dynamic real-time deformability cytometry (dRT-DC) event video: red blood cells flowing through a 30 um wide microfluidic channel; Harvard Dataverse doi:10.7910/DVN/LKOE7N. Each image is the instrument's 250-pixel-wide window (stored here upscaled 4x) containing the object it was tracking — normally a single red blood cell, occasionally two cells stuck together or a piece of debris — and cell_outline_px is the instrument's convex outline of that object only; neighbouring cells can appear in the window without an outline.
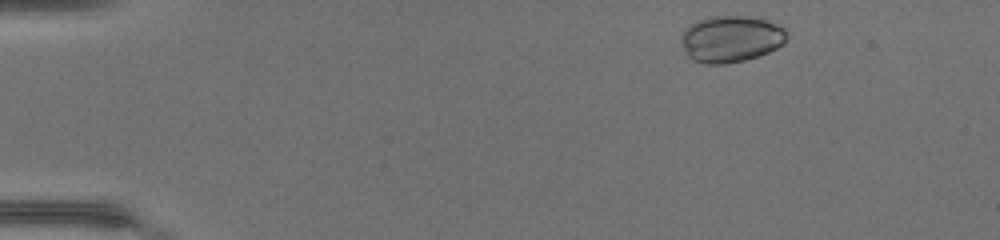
{"species": "common noctule bat (a hibernating species)", "species_latin": "Nyctalus noctula", "temperature_condition": "warm", "stored_images_in_passage": 43, "camera_frame_rate_fps": 3000, "um_per_image_px": 0.085, "animal": {"sex": "female", "body_mass_g": 17.0, "forearm_length_mm": 48.0}, "frame": {"image": 1, "passage_image": 2, "time_ms": 0.333, "image_size_px": [1000, 240], "cell_outline_px": [[788, 36], [776, 48], [768, 52], [744, 60], [724, 64], [704, 64], [692, 60], [688, 56], [680, 40], [680, 36], [692, 24], [700, 20], [712, 16], [744, 16], [784, 24]], "centroid_in_image_um": [62.14, 3.31], "position_along_channel_um": 22.9, "area_um2": 28.5}}
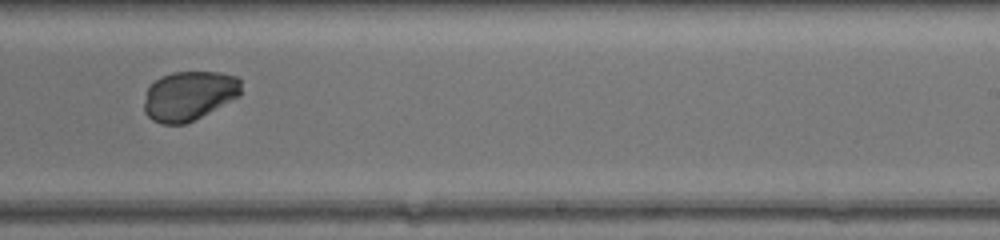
{"frame": {"image": 2, "passage_image": 26, "time_ms": 8.333, "image_size_px": [1000, 240], "cell_outline_px": [[240, 96], [184, 124], [160, 124], [152, 120], [144, 112], [144, 100], [148, 88], [160, 76], [172, 72], [220, 72], [236, 76], [240, 80]], "centroid_in_image_um": [16.04, 8.13], "position_along_channel_um": 273.0, "area_um2": 27.74}}
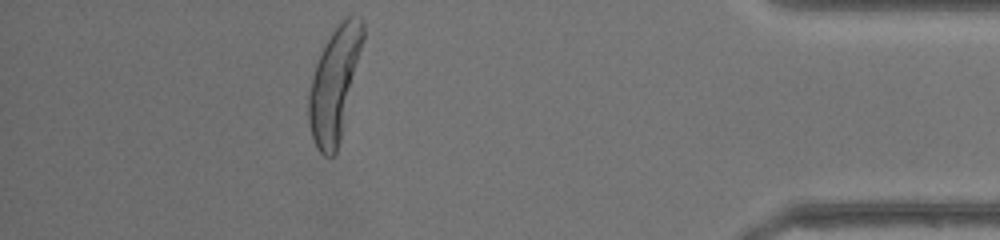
{"frame": {"image": 3, "passage_image": 38, "time_ms": 12.333, "image_size_px": [1000, 240], "cell_outline_px": [[364, 40], [340, 140], [336, 152], [332, 156], [324, 156], [316, 148], [312, 140], [308, 124], [308, 92], [312, 76], [316, 64], [332, 32], [348, 16], [360, 16], [364, 20]], "centroid_in_image_um": [28.42, 7.18], "position_along_channel_um": 406.8, "area_um2": 35.37}, "authors_computed_cell_mechanics": {"area_um2": 29.189, "velocity_mm_per_s": 4.442, "shape_relaxation_time_tau1_ms": 2.8665, "shape_relaxation_time_tau2_ms": null, "deformation_change_tau1": 0.194, "deformation_change_tau2": null}}